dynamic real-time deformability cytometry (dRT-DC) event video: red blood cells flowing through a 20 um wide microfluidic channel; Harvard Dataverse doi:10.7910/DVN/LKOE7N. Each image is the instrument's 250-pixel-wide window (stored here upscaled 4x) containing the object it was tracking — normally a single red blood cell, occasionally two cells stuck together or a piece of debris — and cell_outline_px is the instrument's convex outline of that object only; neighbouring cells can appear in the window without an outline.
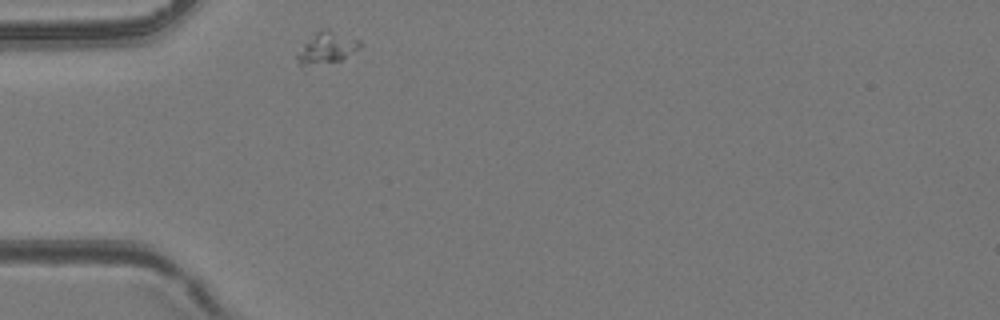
{"species": "common noctule bat (a hibernating species)", "species_latin": "Nyctalus noctula", "temperature_condition": "room temperature", "stored_images_in_passage": 27, "camera_frame_rate_fps": 3000, "um_per_image_px": 0.085, "animal": {"sex": "female", "body_mass_g": 24.6, "forearm_length_mm": 56.2}, "frame": {"image": 1, "passage_image": 1, "time_ms": 0.0, "image_size_px": [1000, 320], "cell_outline_px": [[364, 44], [360, 48], [340, 60], [304, 64], [300, 64], [296, 56], [296, 52], [320, 28], [328, 28], [360, 40]], "centroid_in_image_um": [27.83, 4.0], "position_along_channel_um": 57.2, "area_um2": 11.21}}